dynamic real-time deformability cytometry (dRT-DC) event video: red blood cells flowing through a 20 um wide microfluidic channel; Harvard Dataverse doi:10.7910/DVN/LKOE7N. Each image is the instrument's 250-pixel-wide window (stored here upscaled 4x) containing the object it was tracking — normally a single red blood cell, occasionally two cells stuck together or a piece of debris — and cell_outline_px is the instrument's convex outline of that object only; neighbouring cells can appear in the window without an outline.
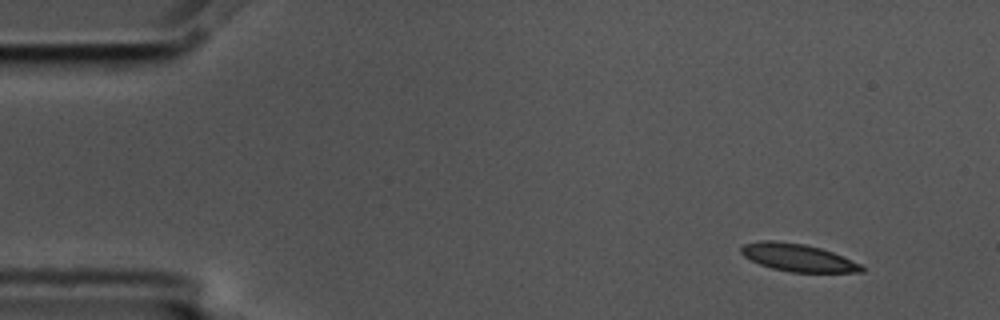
{"species": "common noctule bat (a hibernating species)", "species_latin": "Nyctalus noctula", "temperature_condition": "cold", "stored_images_in_passage": 4, "camera_frame_rate_fps": 3000, "um_per_image_px": 0.085, "animal": {"sex": "male", "body_mass_g": 17.5, "forearm_length_mm": 52.3}, "frame": {"image": 1, "passage_image": 1, "time_ms": 0.0, "image_size_px": [1000, 320], "cell_outline_px": [[864, 272], [792, 272], [772, 268], [760, 264], [744, 256], [740, 252], [740, 248], [744, 244], [760, 240], [776, 240], [804, 244], [820, 248], [832, 252], [860, 264], [864, 268]], "centroid_in_image_um": [67.79, 21.89], "position_along_channel_um": 17.2, "area_um2": 19.19}}
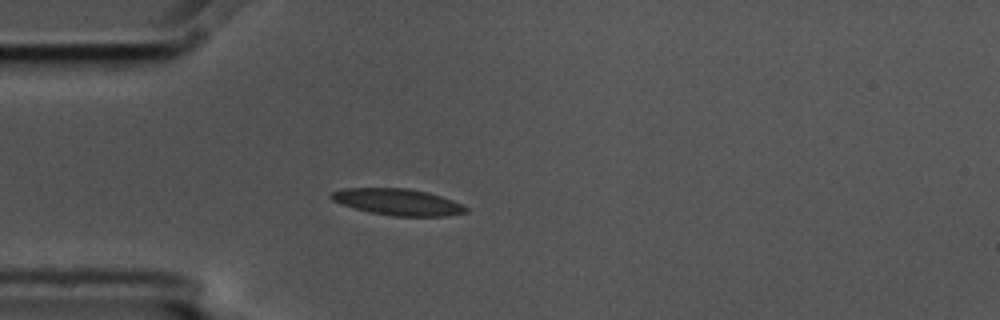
{"frame": {"image": 2, "passage_image": 4, "time_ms": 1.0, "image_size_px": [1000, 320], "cell_outline_px": [[468, 212], [444, 216], [392, 216], [368, 212], [332, 200], [328, 196], [332, 192], [344, 188], [408, 188], [428, 192], [464, 204], [468, 208]], "centroid_in_image_um": [33.84, 17.17], "position_along_channel_um": 51.2, "area_um2": 20.75}}